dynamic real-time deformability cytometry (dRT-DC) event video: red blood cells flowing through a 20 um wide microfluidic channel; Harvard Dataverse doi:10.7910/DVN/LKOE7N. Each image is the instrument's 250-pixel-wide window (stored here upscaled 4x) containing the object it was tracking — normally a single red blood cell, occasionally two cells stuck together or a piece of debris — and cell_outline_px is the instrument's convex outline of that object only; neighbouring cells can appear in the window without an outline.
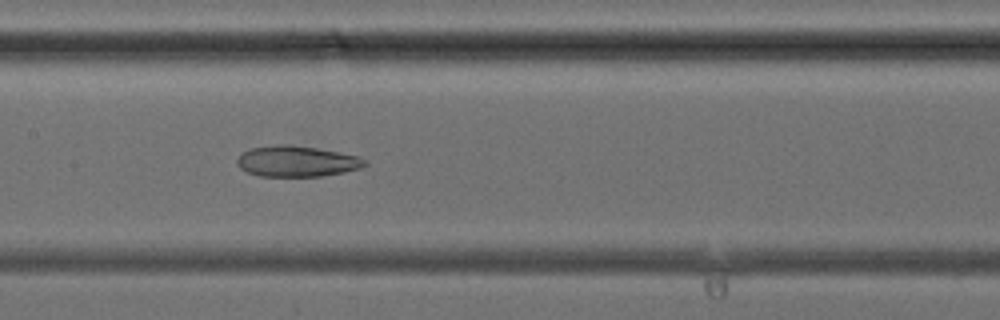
{"species": "common noctule bat (a hibernating species)", "species_latin": "Nyctalus noctula", "temperature_condition": "cold", "stored_images_in_passage": 38, "camera_frame_rate_fps": 3000, "um_per_image_px": 0.085, "animal": {"sex": "female", "body_mass_g": 24.6, "forearm_length_mm": 56.2}, "frame": {"image": 1, "passage_image": 20, "time_ms": 6.333, "image_size_px": [1000, 320], "cell_outline_px": [[368, 164], [360, 168], [344, 172], [320, 176], [260, 176], [248, 172], [240, 168], [236, 164], [236, 160], [240, 152], [252, 148], [276, 144], [284, 144], [316, 148], [360, 156]], "centroid_in_image_um": [25.19, 13.71], "position_along_channel_um": 182.2, "area_um2": 22.95}}
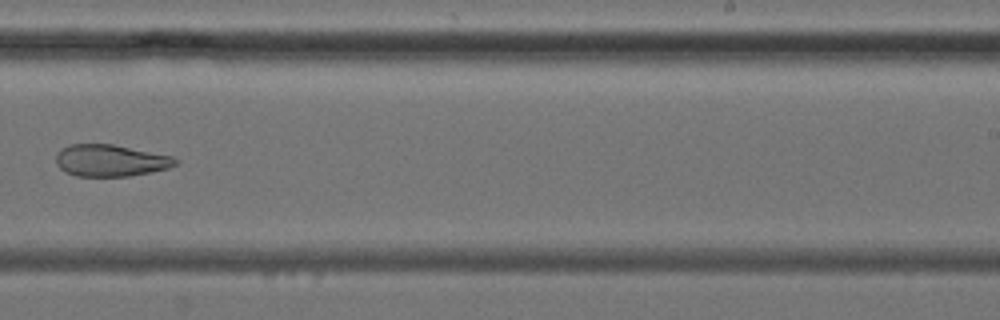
{"frame": {"image": 2, "passage_image": 26, "time_ms": 8.333, "image_size_px": [1000, 320], "cell_outline_px": [[180, 160], [176, 164], [168, 168], [128, 176], [76, 176], [60, 168], [56, 164], [56, 156], [60, 148], [68, 144], [112, 144], [172, 156]], "centroid_in_image_um": [9.37, 13.63], "position_along_channel_um": 279.6, "area_um2": 22.02}}
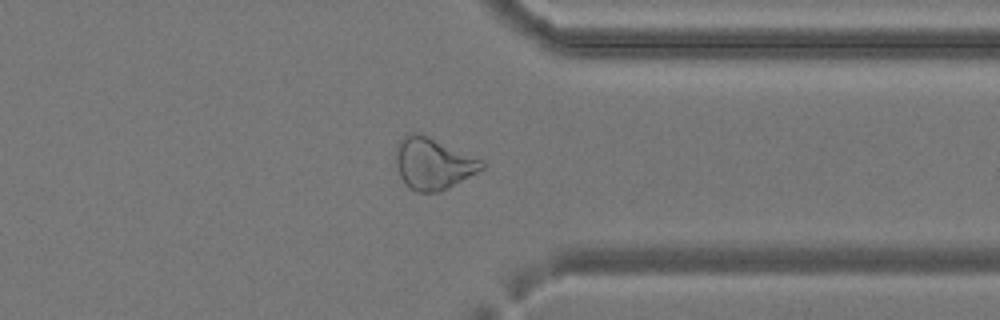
{"frame": {"image": 3, "passage_image": 32, "time_ms": 10.333, "image_size_px": [1000, 320], "cell_outline_px": [[484, 168], [448, 188], [440, 192], [416, 192], [400, 176], [396, 164], [396, 144], [404, 136], [412, 132], [420, 132], [484, 160]], "centroid_in_image_um": [36.82, 13.87], "position_along_channel_um": 374.6, "area_um2": 25.78}}